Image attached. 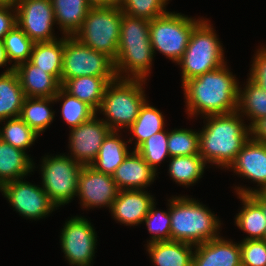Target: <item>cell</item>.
Returning <instances> with one entry per match:
<instances>
[{
  "label": "cell",
  "instance_id": "cell-1",
  "mask_svg": "<svg viewBox=\"0 0 266 266\" xmlns=\"http://www.w3.org/2000/svg\"><path fill=\"white\" fill-rule=\"evenodd\" d=\"M227 63L182 84L187 115L229 114L238 110L239 81Z\"/></svg>",
  "mask_w": 266,
  "mask_h": 266
},
{
  "label": "cell",
  "instance_id": "cell-2",
  "mask_svg": "<svg viewBox=\"0 0 266 266\" xmlns=\"http://www.w3.org/2000/svg\"><path fill=\"white\" fill-rule=\"evenodd\" d=\"M203 119L204 126L198 130L199 154L206 164L228 170L251 137L250 127L244 124L246 123L244 117L237 111L229 114L207 115Z\"/></svg>",
  "mask_w": 266,
  "mask_h": 266
},
{
  "label": "cell",
  "instance_id": "cell-3",
  "mask_svg": "<svg viewBox=\"0 0 266 266\" xmlns=\"http://www.w3.org/2000/svg\"><path fill=\"white\" fill-rule=\"evenodd\" d=\"M149 29L150 20L122 13L118 52L114 60L117 78L147 81L155 57Z\"/></svg>",
  "mask_w": 266,
  "mask_h": 266
},
{
  "label": "cell",
  "instance_id": "cell-4",
  "mask_svg": "<svg viewBox=\"0 0 266 266\" xmlns=\"http://www.w3.org/2000/svg\"><path fill=\"white\" fill-rule=\"evenodd\" d=\"M170 216L171 240L196 246L221 236V220L194 198L172 196Z\"/></svg>",
  "mask_w": 266,
  "mask_h": 266
},
{
  "label": "cell",
  "instance_id": "cell-5",
  "mask_svg": "<svg viewBox=\"0 0 266 266\" xmlns=\"http://www.w3.org/2000/svg\"><path fill=\"white\" fill-rule=\"evenodd\" d=\"M145 84L146 80L119 78L107 84L96 114L102 113L105 116L102 120L111 131L127 130L134 123L147 100Z\"/></svg>",
  "mask_w": 266,
  "mask_h": 266
},
{
  "label": "cell",
  "instance_id": "cell-6",
  "mask_svg": "<svg viewBox=\"0 0 266 266\" xmlns=\"http://www.w3.org/2000/svg\"><path fill=\"white\" fill-rule=\"evenodd\" d=\"M210 20L202 19L192 30L188 46L176 63L182 70V84L191 78L211 72L227 63L224 48Z\"/></svg>",
  "mask_w": 266,
  "mask_h": 266
},
{
  "label": "cell",
  "instance_id": "cell-7",
  "mask_svg": "<svg viewBox=\"0 0 266 266\" xmlns=\"http://www.w3.org/2000/svg\"><path fill=\"white\" fill-rule=\"evenodd\" d=\"M120 7H91L81 28L74 34L80 43L93 50L117 57L122 22Z\"/></svg>",
  "mask_w": 266,
  "mask_h": 266
},
{
  "label": "cell",
  "instance_id": "cell-8",
  "mask_svg": "<svg viewBox=\"0 0 266 266\" xmlns=\"http://www.w3.org/2000/svg\"><path fill=\"white\" fill-rule=\"evenodd\" d=\"M198 18L170 11L150 20L149 36L154 56L158 51L176 64L188 46L193 28L203 19Z\"/></svg>",
  "mask_w": 266,
  "mask_h": 266
},
{
  "label": "cell",
  "instance_id": "cell-9",
  "mask_svg": "<svg viewBox=\"0 0 266 266\" xmlns=\"http://www.w3.org/2000/svg\"><path fill=\"white\" fill-rule=\"evenodd\" d=\"M82 76L104 77L112 82L117 78L114 60L83 45L73 36H64L61 85L68 79Z\"/></svg>",
  "mask_w": 266,
  "mask_h": 266
},
{
  "label": "cell",
  "instance_id": "cell-10",
  "mask_svg": "<svg viewBox=\"0 0 266 266\" xmlns=\"http://www.w3.org/2000/svg\"><path fill=\"white\" fill-rule=\"evenodd\" d=\"M51 155V156H50ZM45 155L40 168L41 186L58 209L73 201L82 165L68 155Z\"/></svg>",
  "mask_w": 266,
  "mask_h": 266
},
{
  "label": "cell",
  "instance_id": "cell-11",
  "mask_svg": "<svg viewBox=\"0 0 266 266\" xmlns=\"http://www.w3.org/2000/svg\"><path fill=\"white\" fill-rule=\"evenodd\" d=\"M97 233L84 216H73L65 221L60 234V245L65 261L71 266H92L97 249Z\"/></svg>",
  "mask_w": 266,
  "mask_h": 266
},
{
  "label": "cell",
  "instance_id": "cell-12",
  "mask_svg": "<svg viewBox=\"0 0 266 266\" xmlns=\"http://www.w3.org/2000/svg\"><path fill=\"white\" fill-rule=\"evenodd\" d=\"M39 186L21 178L5 183L0 187V192L21 217L36 221L57 210L42 186Z\"/></svg>",
  "mask_w": 266,
  "mask_h": 266
},
{
  "label": "cell",
  "instance_id": "cell-13",
  "mask_svg": "<svg viewBox=\"0 0 266 266\" xmlns=\"http://www.w3.org/2000/svg\"><path fill=\"white\" fill-rule=\"evenodd\" d=\"M15 8L17 25L34 43L59 39L51 0H16Z\"/></svg>",
  "mask_w": 266,
  "mask_h": 266
},
{
  "label": "cell",
  "instance_id": "cell-14",
  "mask_svg": "<svg viewBox=\"0 0 266 266\" xmlns=\"http://www.w3.org/2000/svg\"><path fill=\"white\" fill-rule=\"evenodd\" d=\"M119 189L112 175L96 171L91 166H83L79 176L76 197L82 209L109 208L117 198Z\"/></svg>",
  "mask_w": 266,
  "mask_h": 266
},
{
  "label": "cell",
  "instance_id": "cell-15",
  "mask_svg": "<svg viewBox=\"0 0 266 266\" xmlns=\"http://www.w3.org/2000/svg\"><path fill=\"white\" fill-rule=\"evenodd\" d=\"M98 115L90 120L70 129L68 148L69 157L82 166H90L100 150L102 142L111 129Z\"/></svg>",
  "mask_w": 266,
  "mask_h": 266
},
{
  "label": "cell",
  "instance_id": "cell-16",
  "mask_svg": "<svg viewBox=\"0 0 266 266\" xmlns=\"http://www.w3.org/2000/svg\"><path fill=\"white\" fill-rule=\"evenodd\" d=\"M228 169L234 171L238 177L257 183V188L254 189L235 186L236 194L250 195L260 191L266 186V143L255 141L250 137Z\"/></svg>",
  "mask_w": 266,
  "mask_h": 266
},
{
  "label": "cell",
  "instance_id": "cell-17",
  "mask_svg": "<svg viewBox=\"0 0 266 266\" xmlns=\"http://www.w3.org/2000/svg\"><path fill=\"white\" fill-rule=\"evenodd\" d=\"M155 198L146 190H119L112 203L111 215L121 225L138 226L150 211Z\"/></svg>",
  "mask_w": 266,
  "mask_h": 266
},
{
  "label": "cell",
  "instance_id": "cell-18",
  "mask_svg": "<svg viewBox=\"0 0 266 266\" xmlns=\"http://www.w3.org/2000/svg\"><path fill=\"white\" fill-rule=\"evenodd\" d=\"M157 173L136 150H133L117 167L112 177L119 190H146L156 180Z\"/></svg>",
  "mask_w": 266,
  "mask_h": 266
},
{
  "label": "cell",
  "instance_id": "cell-19",
  "mask_svg": "<svg viewBox=\"0 0 266 266\" xmlns=\"http://www.w3.org/2000/svg\"><path fill=\"white\" fill-rule=\"evenodd\" d=\"M229 240L220 236L196 245L192 266H241L239 242Z\"/></svg>",
  "mask_w": 266,
  "mask_h": 266
},
{
  "label": "cell",
  "instance_id": "cell-20",
  "mask_svg": "<svg viewBox=\"0 0 266 266\" xmlns=\"http://www.w3.org/2000/svg\"><path fill=\"white\" fill-rule=\"evenodd\" d=\"M25 97L54 98L61 83L51 74L39 69L30 61L23 62L14 68Z\"/></svg>",
  "mask_w": 266,
  "mask_h": 266
},
{
  "label": "cell",
  "instance_id": "cell-21",
  "mask_svg": "<svg viewBox=\"0 0 266 266\" xmlns=\"http://www.w3.org/2000/svg\"><path fill=\"white\" fill-rule=\"evenodd\" d=\"M146 251L154 266H192L195 246L166 240L146 244Z\"/></svg>",
  "mask_w": 266,
  "mask_h": 266
},
{
  "label": "cell",
  "instance_id": "cell-22",
  "mask_svg": "<svg viewBox=\"0 0 266 266\" xmlns=\"http://www.w3.org/2000/svg\"><path fill=\"white\" fill-rule=\"evenodd\" d=\"M30 157L27 152L0 139V187L32 174L36 166Z\"/></svg>",
  "mask_w": 266,
  "mask_h": 266
},
{
  "label": "cell",
  "instance_id": "cell-23",
  "mask_svg": "<svg viewBox=\"0 0 266 266\" xmlns=\"http://www.w3.org/2000/svg\"><path fill=\"white\" fill-rule=\"evenodd\" d=\"M25 95L14 67L0 74V121L20 116Z\"/></svg>",
  "mask_w": 266,
  "mask_h": 266
},
{
  "label": "cell",
  "instance_id": "cell-24",
  "mask_svg": "<svg viewBox=\"0 0 266 266\" xmlns=\"http://www.w3.org/2000/svg\"><path fill=\"white\" fill-rule=\"evenodd\" d=\"M118 131H111L102 142L97 157L90 165L96 171L113 175L117 167L131 152L128 149L126 140ZM123 138V139H122ZM125 140V141H124Z\"/></svg>",
  "mask_w": 266,
  "mask_h": 266
},
{
  "label": "cell",
  "instance_id": "cell-25",
  "mask_svg": "<svg viewBox=\"0 0 266 266\" xmlns=\"http://www.w3.org/2000/svg\"><path fill=\"white\" fill-rule=\"evenodd\" d=\"M56 25L63 36H74L91 8L87 0H51Z\"/></svg>",
  "mask_w": 266,
  "mask_h": 266
},
{
  "label": "cell",
  "instance_id": "cell-26",
  "mask_svg": "<svg viewBox=\"0 0 266 266\" xmlns=\"http://www.w3.org/2000/svg\"><path fill=\"white\" fill-rule=\"evenodd\" d=\"M242 201V208L236 214L235 225L247 233L243 240H264L266 233V217L261 206L250 196L237 194Z\"/></svg>",
  "mask_w": 266,
  "mask_h": 266
},
{
  "label": "cell",
  "instance_id": "cell-27",
  "mask_svg": "<svg viewBox=\"0 0 266 266\" xmlns=\"http://www.w3.org/2000/svg\"><path fill=\"white\" fill-rule=\"evenodd\" d=\"M162 113L155 106L150 105L147 100L144 102L136 120L126 130L132 134H130L131 138L127 141L133 143L132 141L135 140L134 150L150 136L165 129V117Z\"/></svg>",
  "mask_w": 266,
  "mask_h": 266
},
{
  "label": "cell",
  "instance_id": "cell-28",
  "mask_svg": "<svg viewBox=\"0 0 266 266\" xmlns=\"http://www.w3.org/2000/svg\"><path fill=\"white\" fill-rule=\"evenodd\" d=\"M108 83L104 77L82 76L66 80L61 87L97 111Z\"/></svg>",
  "mask_w": 266,
  "mask_h": 266
},
{
  "label": "cell",
  "instance_id": "cell-29",
  "mask_svg": "<svg viewBox=\"0 0 266 266\" xmlns=\"http://www.w3.org/2000/svg\"><path fill=\"white\" fill-rule=\"evenodd\" d=\"M63 50L64 36L51 42H35L29 61L61 83Z\"/></svg>",
  "mask_w": 266,
  "mask_h": 266
},
{
  "label": "cell",
  "instance_id": "cell-30",
  "mask_svg": "<svg viewBox=\"0 0 266 266\" xmlns=\"http://www.w3.org/2000/svg\"><path fill=\"white\" fill-rule=\"evenodd\" d=\"M244 85L243 89L239 86L237 112L250 121L248 124L251 127L257 120L266 116V91L249 76Z\"/></svg>",
  "mask_w": 266,
  "mask_h": 266
},
{
  "label": "cell",
  "instance_id": "cell-31",
  "mask_svg": "<svg viewBox=\"0 0 266 266\" xmlns=\"http://www.w3.org/2000/svg\"><path fill=\"white\" fill-rule=\"evenodd\" d=\"M54 98L25 97L20 118L39 136L51 125L55 117Z\"/></svg>",
  "mask_w": 266,
  "mask_h": 266
},
{
  "label": "cell",
  "instance_id": "cell-32",
  "mask_svg": "<svg viewBox=\"0 0 266 266\" xmlns=\"http://www.w3.org/2000/svg\"><path fill=\"white\" fill-rule=\"evenodd\" d=\"M168 173L178 185L190 187L202 178L207 164L200 154L169 158Z\"/></svg>",
  "mask_w": 266,
  "mask_h": 266
},
{
  "label": "cell",
  "instance_id": "cell-33",
  "mask_svg": "<svg viewBox=\"0 0 266 266\" xmlns=\"http://www.w3.org/2000/svg\"><path fill=\"white\" fill-rule=\"evenodd\" d=\"M60 100L63 101L61 102L62 119L70 129L79 126L96 115V111L90 105L70 95L62 87L54 97L55 103H59Z\"/></svg>",
  "mask_w": 266,
  "mask_h": 266
},
{
  "label": "cell",
  "instance_id": "cell-34",
  "mask_svg": "<svg viewBox=\"0 0 266 266\" xmlns=\"http://www.w3.org/2000/svg\"><path fill=\"white\" fill-rule=\"evenodd\" d=\"M0 139L13 147L26 152L38 139L39 135L30 128L20 117L1 120Z\"/></svg>",
  "mask_w": 266,
  "mask_h": 266
},
{
  "label": "cell",
  "instance_id": "cell-35",
  "mask_svg": "<svg viewBox=\"0 0 266 266\" xmlns=\"http://www.w3.org/2000/svg\"><path fill=\"white\" fill-rule=\"evenodd\" d=\"M7 58L15 68L30 60L34 42L16 25L2 39Z\"/></svg>",
  "mask_w": 266,
  "mask_h": 266
},
{
  "label": "cell",
  "instance_id": "cell-36",
  "mask_svg": "<svg viewBox=\"0 0 266 266\" xmlns=\"http://www.w3.org/2000/svg\"><path fill=\"white\" fill-rule=\"evenodd\" d=\"M168 152L170 157L189 156L200 153L199 131L175 128L169 131Z\"/></svg>",
  "mask_w": 266,
  "mask_h": 266
},
{
  "label": "cell",
  "instance_id": "cell-37",
  "mask_svg": "<svg viewBox=\"0 0 266 266\" xmlns=\"http://www.w3.org/2000/svg\"><path fill=\"white\" fill-rule=\"evenodd\" d=\"M169 130L159 131L145 140L136 151L157 172L158 165L170 158L168 152Z\"/></svg>",
  "mask_w": 266,
  "mask_h": 266
},
{
  "label": "cell",
  "instance_id": "cell-38",
  "mask_svg": "<svg viewBox=\"0 0 266 266\" xmlns=\"http://www.w3.org/2000/svg\"><path fill=\"white\" fill-rule=\"evenodd\" d=\"M167 212L156 209V203L151 205L150 211L143 220L148 232L151 234L147 244L171 240V216H170V198L168 200Z\"/></svg>",
  "mask_w": 266,
  "mask_h": 266
},
{
  "label": "cell",
  "instance_id": "cell-39",
  "mask_svg": "<svg viewBox=\"0 0 266 266\" xmlns=\"http://www.w3.org/2000/svg\"><path fill=\"white\" fill-rule=\"evenodd\" d=\"M170 0H121L120 9L133 17L153 20L170 12L166 5Z\"/></svg>",
  "mask_w": 266,
  "mask_h": 266
},
{
  "label": "cell",
  "instance_id": "cell-40",
  "mask_svg": "<svg viewBox=\"0 0 266 266\" xmlns=\"http://www.w3.org/2000/svg\"><path fill=\"white\" fill-rule=\"evenodd\" d=\"M241 266H266V240H241Z\"/></svg>",
  "mask_w": 266,
  "mask_h": 266
},
{
  "label": "cell",
  "instance_id": "cell-41",
  "mask_svg": "<svg viewBox=\"0 0 266 266\" xmlns=\"http://www.w3.org/2000/svg\"><path fill=\"white\" fill-rule=\"evenodd\" d=\"M260 48V49H259ZM256 49L253 55L249 77L266 91V46Z\"/></svg>",
  "mask_w": 266,
  "mask_h": 266
},
{
  "label": "cell",
  "instance_id": "cell-42",
  "mask_svg": "<svg viewBox=\"0 0 266 266\" xmlns=\"http://www.w3.org/2000/svg\"><path fill=\"white\" fill-rule=\"evenodd\" d=\"M16 25L15 5H0V41Z\"/></svg>",
  "mask_w": 266,
  "mask_h": 266
},
{
  "label": "cell",
  "instance_id": "cell-43",
  "mask_svg": "<svg viewBox=\"0 0 266 266\" xmlns=\"http://www.w3.org/2000/svg\"><path fill=\"white\" fill-rule=\"evenodd\" d=\"M250 135L253 140L266 143V116L257 120L250 127Z\"/></svg>",
  "mask_w": 266,
  "mask_h": 266
},
{
  "label": "cell",
  "instance_id": "cell-44",
  "mask_svg": "<svg viewBox=\"0 0 266 266\" xmlns=\"http://www.w3.org/2000/svg\"><path fill=\"white\" fill-rule=\"evenodd\" d=\"M90 7H120L121 0H87Z\"/></svg>",
  "mask_w": 266,
  "mask_h": 266
},
{
  "label": "cell",
  "instance_id": "cell-45",
  "mask_svg": "<svg viewBox=\"0 0 266 266\" xmlns=\"http://www.w3.org/2000/svg\"><path fill=\"white\" fill-rule=\"evenodd\" d=\"M7 63H9V65H10V62H9L7 55H6V50H5V47L3 45V42L0 41V68L3 66L6 67Z\"/></svg>",
  "mask_w": 266,
  "mask_h": 266
},
{
  "label": "cell",
  "instance_id": "cell-46",
  "mask_svg": "<svg viewBox=\"0 0 266 266\" xmlns=\"http://www.w3.org/2000/svg\"><path fill=\"white\" fill-rule=\"evenodd\" d=\"M250 196L261 206L262 212L266 217V201L263 200L257 193L250 194ZM264 240H266V233Z\"/></svg>",
  "mask_w": 266,
  "mask_h": 266
},
{
  "label": "cell",
  "instance_id": "cell-47",
  "mask_svg": "<svg viewBox=\"0 0 266 266\" xmlns=\"http://www.w3.org/2000/svg\"><path fill=\"white\" fill-rule=\"evenodd\" d=\"M257 194L266 201V186H264Z\"/></svg>",
  "mask_w": 266,
  "mask_h": 266
},
{
  "label": "cell",
  "instance_id": "cell-48",
  "mask_svg": "<svg viewBox=\"0 0 266 266\" xmlns=\"http://www.w3.org/2000/svg\"><path fill=\"white\" fill-rule=\"evenodd\" d=\"M16 0H0V5H15Z\"/></svg>",
  "mask_w": 266,
  "mask_h": 266
}]
</instances>
